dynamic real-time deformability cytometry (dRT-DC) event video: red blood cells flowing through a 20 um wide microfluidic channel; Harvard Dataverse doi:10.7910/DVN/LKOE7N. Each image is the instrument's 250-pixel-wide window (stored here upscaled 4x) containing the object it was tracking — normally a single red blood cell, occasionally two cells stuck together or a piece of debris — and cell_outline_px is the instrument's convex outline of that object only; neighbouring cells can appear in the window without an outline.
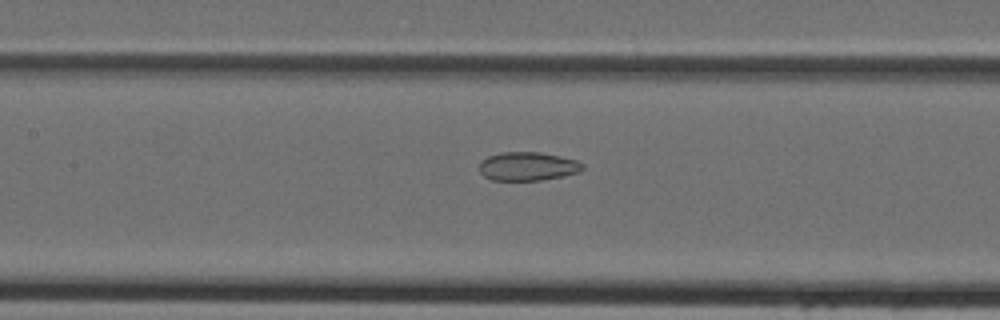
{"species": "Egyptian fruit bat (a non-hibernating species)", "species_latin": "Rousettus aegyptiacus", "temperature_condition": "cold", "stored_images_in_passage": 25, "camera_frame_rate_fps": 3000, "um_per_image_px": 0.085, "animal": {"sex": "female"}, "frame": {"image": 1, "passage_image": 7, "time_ms": 2.0, "image_size_px": [1000, 320], "cell_outline_px": [[584, 168], [580, 172], [564, 176], [540, 180], [492, 180], [484, 176], [480, 172], [480, 164], [488, 156], [500, 152], [540, 152], [560, 156], [576, 160], [584, 164]], "centroid_in_image_um": [44.89, 14.14], "position_along_channel_um": 162.5, "area_um2": 17.22}}
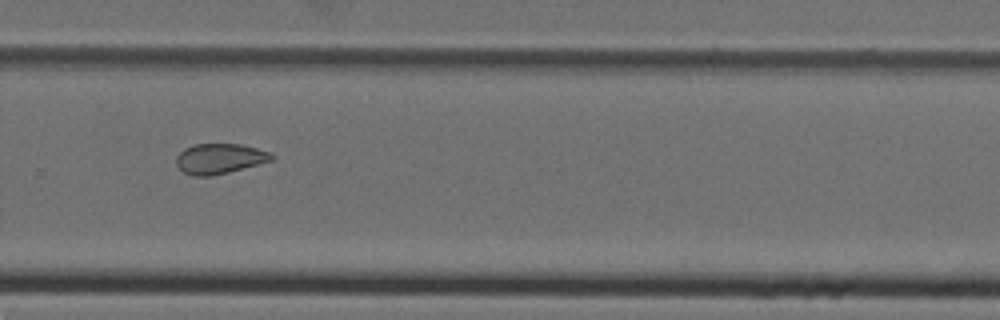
{"frame": {"image": 2, "passage_image": 17, "time_ms": 5.333, "image_size_px": [1000, 320], "cell_outline_px": [[276, 156], [272, 160], [228, 172], [212, 176], [192, 176], [184, 172], [176, 164], [176, 156], [184, 148], [196, 144], [240, 144], [272, 152]], "centroid_in_image_um": [18.67, 13.48], "position_along_channel_um": 311.1, "area_um2": 16.76}}
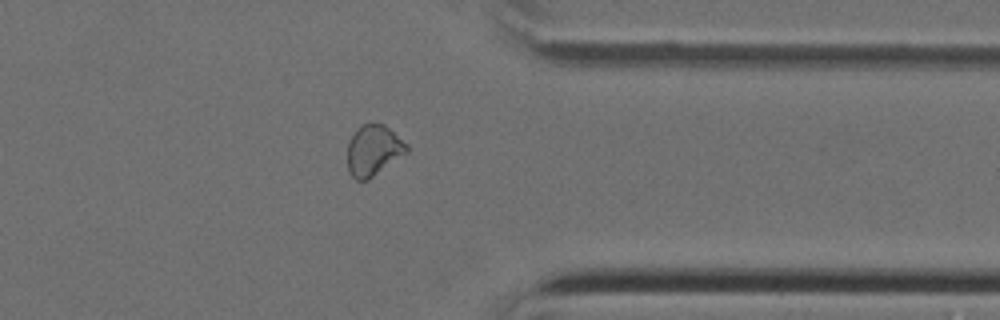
{"frame": {"image": 3, "passage_image": 22, "time_ms": 7.0, "image_size_px": [1000, 320], "cell_outline_px": [[408, 152], [368, 180], [356, 180], [348, 172], [348, 140], [364, 124], [384, 124], [408, 144]], "centroid_in_image_um": [31.76, 12.81], "position_along_channel_um": 379.6, "area_um2": 17.34}}